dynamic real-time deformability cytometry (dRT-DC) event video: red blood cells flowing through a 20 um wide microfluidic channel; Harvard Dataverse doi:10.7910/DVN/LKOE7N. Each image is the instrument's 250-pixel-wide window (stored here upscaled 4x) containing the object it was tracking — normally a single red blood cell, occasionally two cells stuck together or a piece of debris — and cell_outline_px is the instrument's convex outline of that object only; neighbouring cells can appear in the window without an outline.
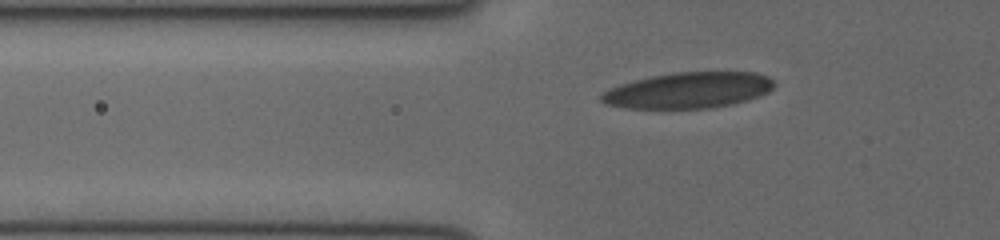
{"species": "human", "species_latin": "Homo sapiens", "temperature_condition": "cold", "stored_images_in_passage": 40, "camera_frame_rate_fps": 3000, "um_per_image_px": 0.085, "donor": {"sex": "female"}, "frame": {"image": 1, "passage_image": 10, "time_ms": 3.0, "image_size_px": [1000, 240], "cell_outline_px": [[776, 84], [768, 92], [732, 104], [712, 108], [624, 108], [604, 104], [600, 100], [600, 96], [608, 88], [620, 84], [652, 76], [672, 72], [756, 72], [768, 76]], "centroid_in_image_um": [58.49, 7.67], "position_along_channel_um": 67.3, "area_um2": 36.13}}
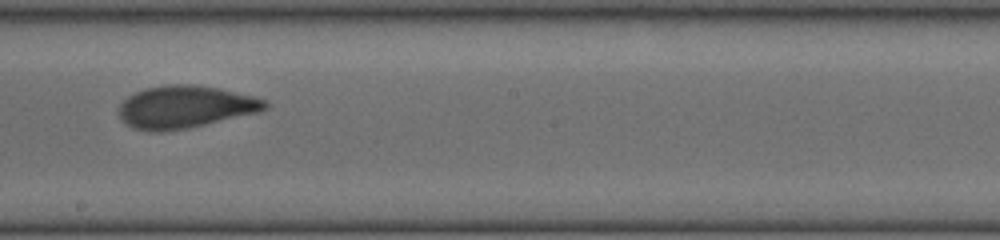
{"frame": {"image": 2, "passage_image": 22, "time_ms": 7.0, "image_size_px": [1000, 240], "cell_outline_px": [[272, 104], [268, 108], [260, 112], [204, 124], [184, 128], [160, 132], [152, 132], [132, 128], [120, 120], [120, 104], [128, 96], [144, 88], [164, 84], [192, 84], [220, 88], [268, 100]], "centroid_in_image_um": [15.76, 9.08], "position_along_channel_um": 232.4, "area_um2": 36.3}}
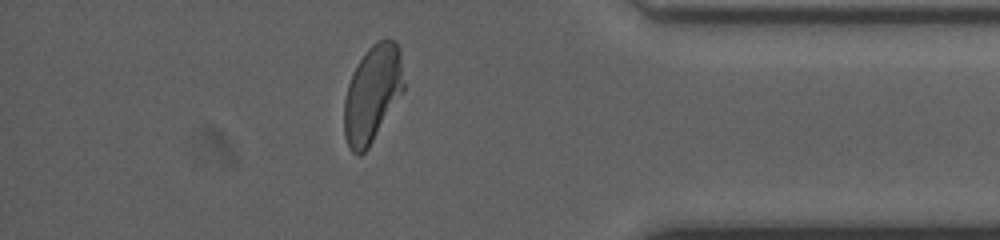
{"frame": {"image": 3, "passage_image": 35, "time_ms": 11.333, "image_size_px": [1000, 240], "cell_outline_px": [[404, 92], [368, 148], [360, 156], [356, 156], [348, 148], [344, 136], [344, 100], [348, 84], [352, 72], [364, 52], [376, 40], [384, 36], [388, 36], [396, 40], [400, 48], [404, 84]], "centroid_in_image_um": [31.66, 7.93], "position_along_channel_um": 403.5, "area_um2": 34.51}}